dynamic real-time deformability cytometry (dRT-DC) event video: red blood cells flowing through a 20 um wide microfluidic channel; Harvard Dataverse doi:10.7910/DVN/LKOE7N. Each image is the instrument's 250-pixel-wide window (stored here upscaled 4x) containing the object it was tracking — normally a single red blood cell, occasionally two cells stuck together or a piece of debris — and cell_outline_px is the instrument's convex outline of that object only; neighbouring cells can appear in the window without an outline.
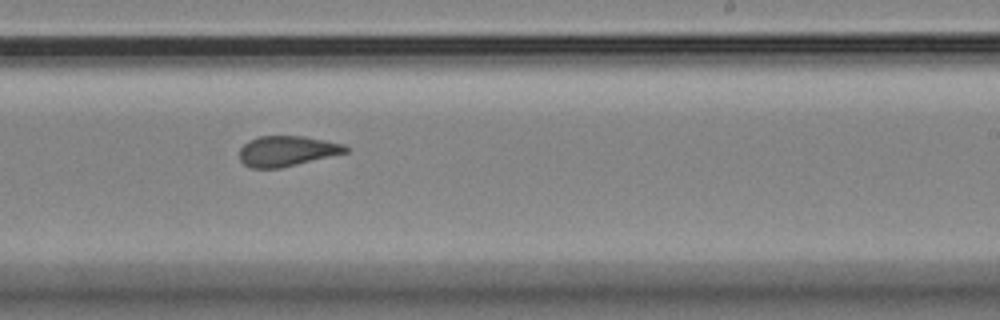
{"species": "Egyptian fruit bat (a non-hibernating species)", "species_latin": "Rousettus aegyptiacus", "temperature_condition": "room temperature", "stored_images_in_passage": 6, "camera_frame_rate_fps": 3000, "um_per_image_px": 0.085, "animal": {"sex": "female"}, "frame": {"image": 1, "passage_image": 6, "time_ms": 6.333, "image_size_px": [1000, 320], "cell_outline_px": [[348, 152], [280, 168], [252, 168], [244, 164], [240, 160], [240, 148], [248, 140], [260, 136], [304, 136], [344, 144], [348, 148]], "centroid_in_image_um": [24.37, 12.83], "position_along_channel_um": 264.6, "area_um2": 18.67}}